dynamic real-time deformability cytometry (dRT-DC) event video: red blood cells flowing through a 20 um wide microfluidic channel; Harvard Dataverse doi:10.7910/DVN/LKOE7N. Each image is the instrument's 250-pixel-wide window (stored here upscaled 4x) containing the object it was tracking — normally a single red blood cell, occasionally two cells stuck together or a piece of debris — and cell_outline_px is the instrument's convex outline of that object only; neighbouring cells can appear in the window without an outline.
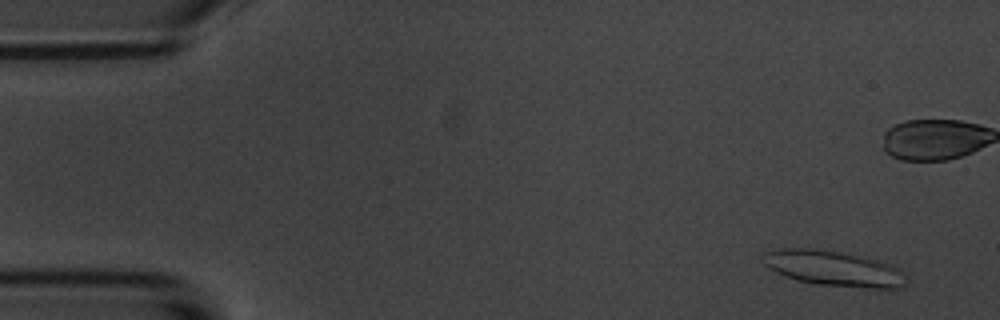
{"species": "common noctule bat (a hibernating species)", "species_latin": "Nyctalus noctula", "temperature_condition": "room temperature", "stored_images_in_passage": 14, "camera_frame_rate_fps": 3000, "um_per_image_px": 0.085, "animal": {"sex": "male", "body_mass_g": 20.1, "forearm_length_mm": 53.5}, "frame": {"image": 1, "passage_image": 1, "time_ms": 0.0, "image_size_px": [1000, 320], "cell_outline_px": [[904, 284], [896, 288], [872, 288], [812, 284], [796, 280], [776, 272], [768, 268], [764, 264], [764, 252], [780, 248], [812, 248], [840, 252], [880, 260], [904, 272]], "centroid_in_image_um": [70.81, 22.81], "position_along_channel_um": 14.2, "area_um2": 29.3}}